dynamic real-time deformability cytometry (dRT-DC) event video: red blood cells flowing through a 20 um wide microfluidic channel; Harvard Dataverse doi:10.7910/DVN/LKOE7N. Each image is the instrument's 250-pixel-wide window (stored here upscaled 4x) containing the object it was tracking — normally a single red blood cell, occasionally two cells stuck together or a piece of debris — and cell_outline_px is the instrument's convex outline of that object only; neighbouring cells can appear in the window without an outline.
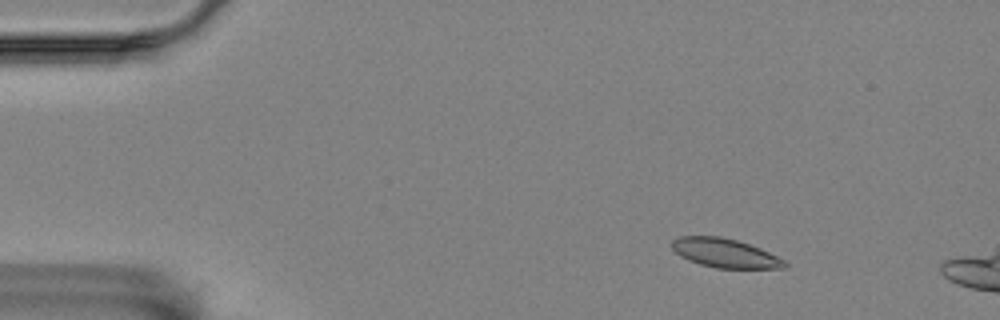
{"species": "Egyptian fruit bat (a non-hibernating species)", "species_latin": "Rousettus aegyptiacus", "temperature_condition": "room temperature", "stored_images_in_passage": 3, "camera_frame_rate_fps": 3000, "um_per_image_px": 0.085, "animal": {"sex": "female"}, "frame": {"image": 1, "passage_image": 1, "time_ms": 0.0, "image_size_px": [1000, 320], "cell_outline_px": [[788, 264], [784, 268], [716, 268], [700, 264], [688, 260], [680, 256], [672, 248], [672, 240], [680, 236], [720, 236], [736, 240], [760, 248], [784, 260]], "centroid_in_image_um": [61.6, 21.51], "position_along_channel_um": 23.4, "area_um2": 18.9}}